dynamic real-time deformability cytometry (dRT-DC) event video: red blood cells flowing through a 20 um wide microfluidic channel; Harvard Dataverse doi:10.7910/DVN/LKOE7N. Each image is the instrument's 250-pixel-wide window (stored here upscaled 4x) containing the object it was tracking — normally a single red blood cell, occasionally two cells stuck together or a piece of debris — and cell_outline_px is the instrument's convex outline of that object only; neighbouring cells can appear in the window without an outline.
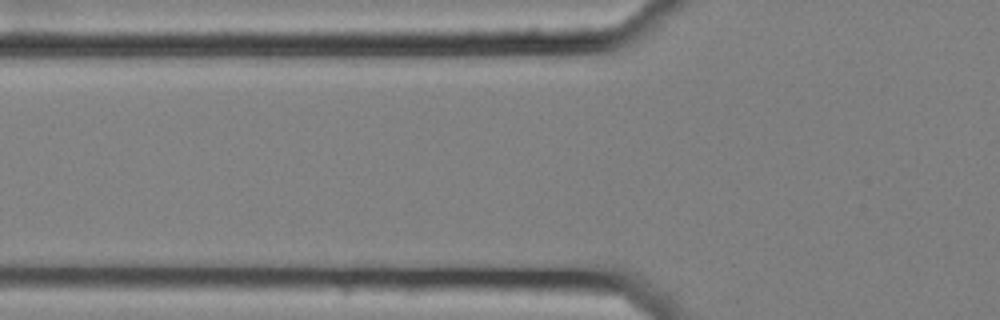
{"species": "common noctule bat (a hibernating species)", "species_latin": "Nyctalus noctula", "temperature_condition": "cold", "stored_images_in_passage": 3, "camera_frame_rate_fps": 3000, "um_per_image_px": 0.085, "animal": {"sex": "female", "body_mass_g": 25.1}, "frame": {"image": 1, "passage_image": 3, "time_ms": 0.667, "image_size_px": [1000, 320], "cell_outline_px": [[528, 52], [512, 56], [356, 64], [316, 56], [316, 52], [332, 44], [476, 44]], "centroid_in_image_um": [34.84, 4.46], "position_along_channel_um": 91.0, "area_um2": 21.85}}